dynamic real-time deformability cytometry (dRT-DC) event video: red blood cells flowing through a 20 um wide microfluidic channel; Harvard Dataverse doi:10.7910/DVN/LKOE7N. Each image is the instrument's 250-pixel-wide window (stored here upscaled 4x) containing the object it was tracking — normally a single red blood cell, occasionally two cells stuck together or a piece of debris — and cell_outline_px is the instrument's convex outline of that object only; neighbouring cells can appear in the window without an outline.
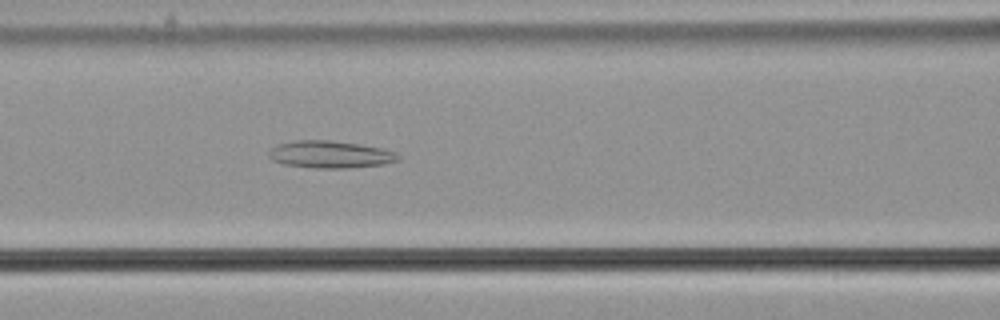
{"species": "common noctule bat (a hibernating species)", "species_latin": "Nyctalus noctula", "temperature_condition": "cold", "stored_images_in_passage": 57, "camera_frame_rate_fps": 3000, "um_per_image_px": 0.085, "animal": {"sex": "male", "body_mass_g": 21.5, "forearm_length_mm": 52.0}, "frame": {"image": 1, "passage_image": 25, "time_ms": 8.0, "image_size_px": [1000, 320], "cell_outline_px": [[400, 160], [384, 164], [352, 168], [312, 168], [284, 164], [272, 160], [268, 156], [268, 152], [276, 144], [292, 140], [332, 140], [360, 144], [380, 148], [396, 152], [400, 156]], "centroid_in_image_um": [28.06, 13.12], "position_along_channel_um": 138.5, "area_um2": 20.81}}
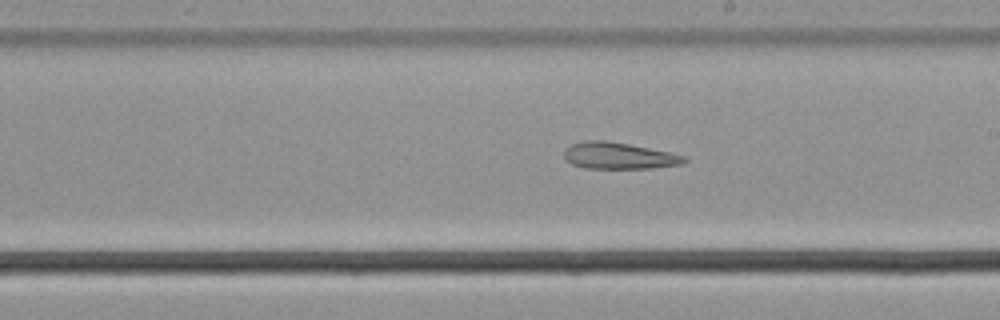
{"frame": {"image": 2, "passage_image": 33, "time_ms": 10.667, "image_size_px": [1000, 320], "cell_outline_px": [[688, 160], [684, 164], [652, 168], [584, 168], [572, 164], [564, 160], [564, 152], [572, 144], [584, 140], [608, 140], [688, 156]], "centroid_in_image_um": [52.61, 13.24], "position_along_channel_um": 236.4, "area_um2": 18.67}}
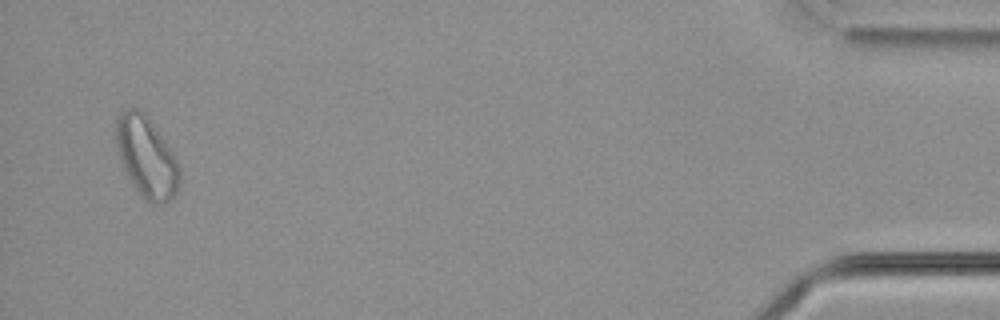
{"frame": {"image": 3, "passage_image": 55, "time_ms": 18.0, "image_size_px": [1000, 320], "cell_outline_px": [[180, 176], [176, 196], [160, 204], [152, 204], [144, 200], [136, 188], [120, 156], [116, 144], [116, 120], [128, 108], [136, 108], [144, 112], [148, 116], [176, 156], [180, 168]], "centroid_in_image_um": [12.51, 13.35], "position_along_channel_um": 422.7, "area_um2": 29.42}, "authors_computed_cell_mechanics": {"area_um2": 25.0274, "velocity_mm_per_s": 3.6791, "shape_relaxation_time_tau1_ms": null, "shape_relaxation_time_tau2_ms": 5.8147, "deformation_change_tau1": null, "deformation_change_tau2": 0.185}}